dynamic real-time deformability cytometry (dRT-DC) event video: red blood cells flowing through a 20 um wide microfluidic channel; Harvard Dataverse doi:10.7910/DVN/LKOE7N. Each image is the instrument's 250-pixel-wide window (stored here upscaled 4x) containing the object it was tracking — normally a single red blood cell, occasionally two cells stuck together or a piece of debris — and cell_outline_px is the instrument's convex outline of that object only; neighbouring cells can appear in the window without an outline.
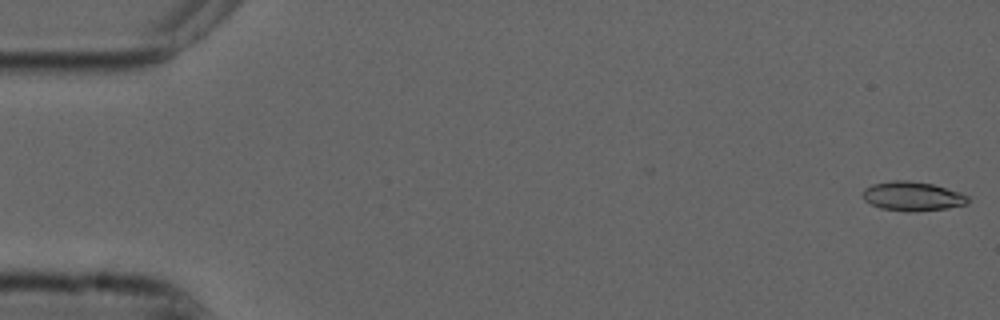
{"species": "common noctule bat (a hibernating species)", "species_latin": "Nyctalus noctula", "temperature_condition": "cold", "stored_images_in_passage": 54, "camera_frame_rate_fps": 3000, "um_per_image_px": 0.085, "animal": {"sex": "male", "forearm_length_mm": 52.5}, "frame": {"image": 1, "passage_image": 1, "time_ms": 0.0, "image_size_px": [1000, 320], "cell_outline_px": [[968, 204], [948, 208], [908, 212], [880, 208], [864, 200], [864, 188], [872, 184], [892, 180], [908, 180], [932, 184], [960, 192], [968, 196]], "centroid_in_image_um": [77.57, 16.68], "position_along_channel_um": 7.4, "area_um2": 17.86}}
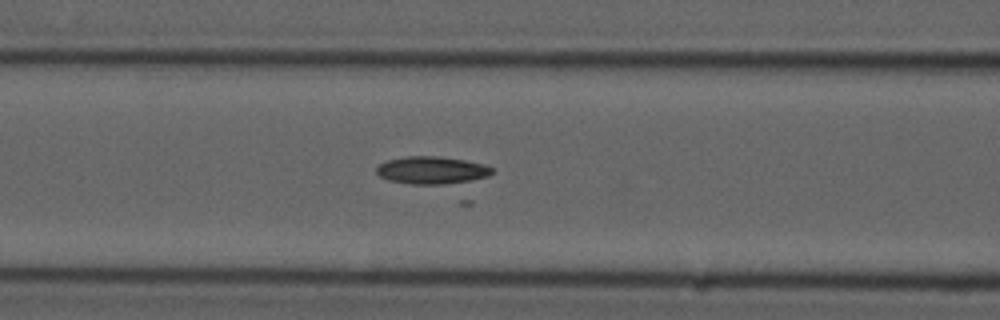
{"frame": {"image": 2, "passage_image": 22, "time_ms": 7.0, "image_size_px": [1000, 320], "cell_outline_px": [[492, 172], [488, 176], [464, 184], [412, 184], [388, 180], [380, 176], [376, 172], [376, 168], [380, 164], [388, 160], [404, 156], [440, 156], [464, 160], [484, 164], [492, 168]], "centroid_in_image_um": [36.74, 14.48], "position_along_channel_um": 129.9, "area_um2": 18.84}}
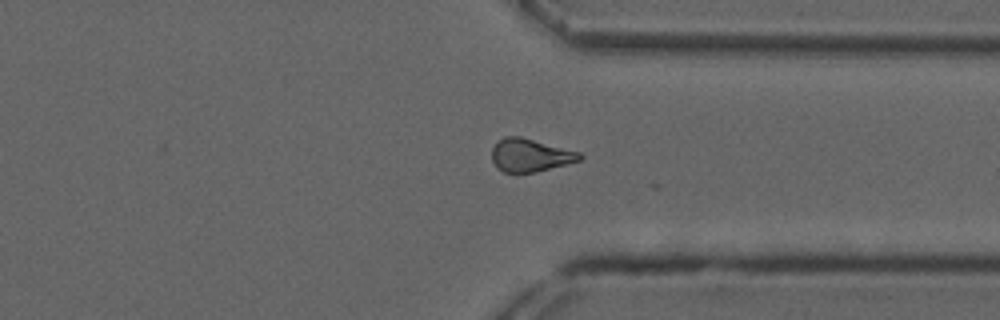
{"frame": {"image": 3, "passage_image": 41, "time_ms": 13.333, "image_size_px": [1000, 320], "cell_outline_px": [[584, 156], [580, 160], [536, 172], [504, 172], [496, 168], [492, 160], [492, 148], [504, 136], [520, 136], [580, 152]], "centroid_in_image_um": [45.06, 13.19], "position_along_channel_um": 366.3, "area_um2": 16.76}}